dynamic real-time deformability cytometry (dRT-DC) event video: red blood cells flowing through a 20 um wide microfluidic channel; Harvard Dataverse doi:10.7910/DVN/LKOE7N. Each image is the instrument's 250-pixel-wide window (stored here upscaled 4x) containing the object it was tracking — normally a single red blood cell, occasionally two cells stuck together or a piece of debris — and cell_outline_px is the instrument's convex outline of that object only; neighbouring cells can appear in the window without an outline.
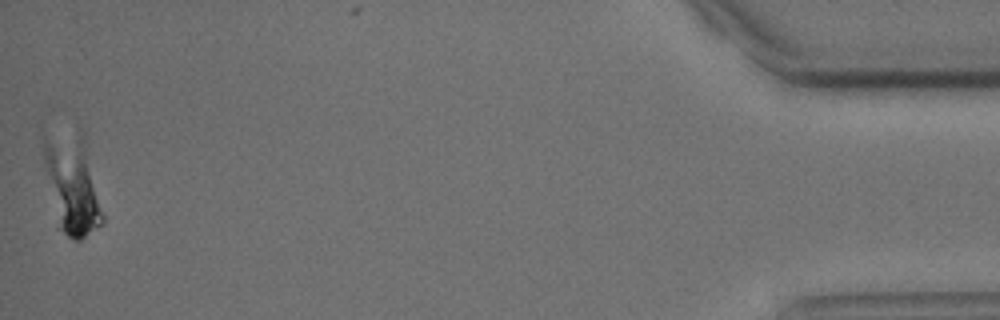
{"species": "common noctule bat (a hibernating species)", "species_latin": "Nyctalus noctula", "temperature_condition": "cold", "stored_images_in_passage": 57, "camera_frame_rate_fps": 3000, "um_per_image_px": 0.085, "animal": {"sex": "male", "body_mass_g": 15.6}, "frame": {"image": 1, "passage_image": 57, "time_ms": 18.667, "image_size_px": [1000, 320], "cell_outline_px": [[104, 224], [80, 240], [76, 240], [68, 236], [56, 228], [44, 164], [40, 136], [44, 132], [80, 128], [84, 128], [104, 216]], "centroid_in_image_um": [6.11, 15.53], "position_along_channel_um": 429.1, "area_um2": 36.13}}